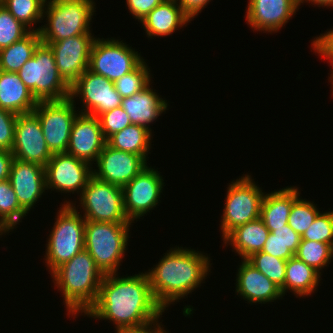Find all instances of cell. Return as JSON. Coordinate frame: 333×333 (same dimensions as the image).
I'll return each mask as SVG.
<instances>
[{"label": "cell", "instance_id": "cell-1", "mask_svg": "<svg viewBox=\"0 0 333 333\" xmlns=\"http://www.w3.org/2000/svg\"><path fill=\"white\" fill-rule=\"evenodd\" d=\"M164 310L156 302L146 271L133 276L106 274L95 304L85 315L112 321L116 333L148 324L162 317Z\"/></svg>", "mask_w": 333, "mask_h": 333}, {"label": "cell", "instance_id": "cell-2", "mask_svg": "<svg viewBox=\"0 0 333 333\" xmlns=\"http://www.w3.org/2000/svg\"><path fill=\"white\" fill-rule=\"evenodd\" d=\"M209 259L202 252L178 246L146 272L152 294L164 311L201 286L211 270Z\"/></svg>", "mask_w": 333, "mask_h": 333}, {"label": "cell", "instance_id": "cell-3", "mask_svg": "<svg viewBox=\"0 0 333 333\" xmlns=\"http://www.w3.org/2000/svg\"><path fill=\"white\" fill-rule=\"evenodd\" d=\"M51 276L64 297V306L70 317L85 314L95 304L104 274L84 249L57 267Z\"/></svg>", "mask_w": 333, "mask_h": 333}, {"label": "cell", "instance_id": "cell-4", "mask_svg": "<svg viewBox=\"0 0 333 333\" xmlns=\"http://www.w3.org/2000/svg\"><path fill=\"white\" fill-rule=\"evenodd\" d=\"M95 4L90 0H46L43 18L47 17V24L38 27L41 43L48 45L76 35L92 34L90 22L96 12Z\"/></svg>", "mask_w": 333, "mask_h": 333}, {"label": "cell", "instance_id": "cell-5", "mask_svg": "<svg viewBox=\"0 0 333 333\" xmlns=\"http://www.w3.org/2000/svg\"><path fill=\"white\" fill-rule=\"evenodd\" d=\"M74 205L67 200L62 204L51 229L45 252L50 274L85 249L86 220Z\"/></svg>", "mask_w": 333, "mask_h": 333}, {"label": "cell", "instance_id": "cell-6", "mask_svg": "<svg viewBox=\"0 0 333 333\" xmlns=\"http://www.w3.org/2000/svg\"><path fill=\"white\" fill-rule=\"evenodd\" d=\"M131 223L86 221L85 250L101 272L118 273L129 241Z\"/></svg>", "mask_w": 333, "mask_h": 333}, {"label": "cell", "instance_id": "cell-7", "mask_svg": "<svg viewBox=\"0 0 333 333\" xmlns=\"http://www.w3.org/2000/svg\"><path fill=\"white\" fill-rule=\"evenodd\" d=\"M17 73L37 101L64 100L70 96V86L60 76L48 45L40 43Z\"/></svg>", "mask_w": 333, "mask_h": 333}, {"label": "cell", "instance_id": "cell-8", "mask_svg": "<svg viewBox=\"0 0 333 333\" xmlns=\"http://www.w3.org/2000/svg\"><path fill=\"white\" fill-rule=\"evenodd\" d=\"M253 180L251 175H245L227 187L220 225L222 240L235 228L260 218L265 192Z\"/></svg>", "mask_w": 333, "mask_h": 333}, {"label": "cell", "instance_id": "cell-9", "mask_svg": "<svg viewBox=\"0 0 333 333\" xmlns=\"http://www.w3.org/2000/svg\"><path fill=\"white\" fill-rule=\"evenodd\" d=\"M79 198L86 221L133 223L124 210L122 187L92 175Z\"/></svg>", "mask_w": 333, "mask_h": 333}, {"label": "cell", "instance_id": "cell-10", "mask_svg": "<svg viewBox=\"0 0 333 333\" xmlns=\"http://www.w3.org/2000/svg\"><path fill=\"white\" fill-rule=\"evenodd\" d=\"M144 61L135 49L119 39L95 38L88 70L115 82L135 70Z\"/></svg>", "mask_w": 333, "mask_h": 333}, {"label": "cell", "instance_id": "cell-11", "mask_svg": "<svg viewBox=\"0 0 333 333\" xmlns=\"http://www.w3.org/2000/svg\"><path fill=\"white\" fill-rule=\"evenodd\" d=\"M75 100L38 101L33 112L38 116L50 152H67L71 127L77 117Z\"/></svg>", "mask_w": 333, "mask_h": 333}, {"label": "cell", "instance_id": "cell-12", "mask_svg": "<svg viewBox=\"0 0 333 333\" xmlns=\"http://www.w3.org/2000/svg\"><path fill=\"white\" fill-rule=\"evenodd\" d=\"M69 97L72 100L79 97L83 108L78 112L94 117L120 107L122 103L114 82L88 69L70 86Z\"/></svg>", "mask_w": 333, "mask_h": 333}, {"label": "cell", "instance_id": "cell-13", "mask_svg": "<svg viewBox=\"0 0 333 333\" xmlns=\"http://www.w3.org/2000/svg\"><path fill=\"white\" fill-rule=\"evenodd\" d=\"M90 163L67 153H53L44 166L46 189L80 194L93 175Z\"/></svg>", "mask_w": 333, "mask_h": 333}, {"label": "cell", "instance_id": "cell-14", "mask_svg": "<svg viewBox=\"0 0 333 333\" xmlns=\"http://www.w3.org/2000/svg\"><path fill=\"white\" fill-rule=\"evenodd\" d=\"M162 178L159 171L147 166L122 188L124 210L131 222L158 205L165 186Z\"/></svg>", "mask_w": 333, "mask_h": 333}, {"label": "cell", "instance_id": "cell-15", "mask_svg": "<svg viewBox=\"0 0 333 333\" xmlns=\"http://www.w3.org/2000/svg\"><path fill=\"white\" fill-rule=\"evenodd\" d=\"M95 38L92 34H83L48 44L54 53L58 72L69 86L88 69Z\"/></svg>", "mask_w": 333, "mask_h": 333}, {"label": "cell", "instance_id": "cell-16", "mask_svg": "<svg viewBox=\"0 0 333 333\" xmlns=\"http://www.w3.org/2000/svg\"><path fill=\"white\" fill-rule=\"evenodd\" d=\"M12 154L18 160L42 166L51 159L52 153L46 145L39 118L34 112L17 116Z\"/></svg>", "mask_w": 333, "mask_h": 333}, {"label": "cell", "instance_id": "cell-17", "mask_svg": "<svg viewBox=\"0 0 333 333\" xmlns=\"http://www.w3.org/2000/svg\"><path fill=\"white\" fill-rule=\"evenodd\" d=\"M94 164L98 169H92L93 176L122 188L148 166L141 156L114 149L107 143Z\"/></svg>", "mask_w": 333, "mask_h": 333}, {"label": "cell", "instance_id": "cell-18", "mask_svg": "<svg viewBox=\"0 0 333 333\" xmlns=\"http://www.w3.org/2000/svg\"><path fill=\"white\" fill-rule=\"evenodd\" d=\"M106 143L99 118L78 113L71 127L67 153L92 165Z\"/></svg>", "mask_w": 333, "mask_h": 333}, {"label": "cell", "instance_id": "cell-19", "mask_svg": "<svg viewBox=\"0 0 333 333\" xmlns=\"http://www.w3.org/2000/svg\"><path fill=\"white\" fill-rule=\"evenodd\" d=\"M9 180L21 208L27 214L47 190L44 166L34 162H25L14 158Z\"/></svg>", "mask_w": 333, "mask_h": 333}, {"label": "cell", "instance_id": "cell-20", "mask_svg": "<svg viewBox=\"0 0 333 333\" xmlns=\"http://www.w3.org/2000/svg\"><path fill=\"white\" fill-rule=\"evenodd\" d=\"M247 6L246 22L265 33L278 32L299 9L298 0H249Z\"/></svg>", "mask_w": 333, "mask_h": 333}, {"label": "cell", "instance_id": "cell-21", "mask_svg": "<svg viewBox=\"0 0 333 333\" xmlns=\"http://www.w3.org/2000/svg\"><path fill=\"white\" fill-rule=\"evenodd\" d=\"M236 276V294L248 303L266 304L283 298L281 289L246 259H242Z\"/></svg>", "mask_w": 333, "mask_h": 333}, {"label": "cell", "instance_id": "cell-22", "mask_svg": "<svg viewBox=\"0 0 333 333\" xmlns=\"http://www.w3.org/2000/svg\"><path fill=\"white\" fill-rule=\"evenodd\" d=\"M189 21H192L191 18L182 10L177 0H164L140 23L147 37L152 38L153 36H170L180 27L187 26Z\"/></svg>", "mask_w": 333, "mask_h": 333}, {"label": "cell", "instance_id": "cell-23", "mask_svg": "<svg viewBox=\"0 0 333 333\" xmlns=\"http://www.w3.org/2000/svg\"><path fill=\"white\" fill-rule=\"evenodd\" d=\"M153 91L150 84L141 92L122 98L121 107L133 124H139L152 131L149 124L167 110L168 103Z\"/></svg>", "mask_w": 333, "mask_h": 333}, {"label": "cell", "instance_id": "cell-24", "mask_svg": "<svg viewBox=\"0 0 333 333\" xmlns=\"http://www.w3.org/2000/svg\"><path fill=\"white\" fill-rule=\"evenodd\" d=\"M300 196L297 187H286L264 194L260 207V219L272 232L288 224L290 210L294 200Z\"/></svg>", "mask_w": 333, "mask_h": 333}, {"label": "cell", "instance_id": "cell-25", "mask_svg": "<svg viewBox=\"0 0 333 333\" xmlns=\"http://www.w3.org/2000/svg\"><path fill=\"white\" fill-rule=\"evenodd\" d=\"M37 103L18 73L0 70V108L20 115L33 112Z\"/></svg>", "mask_w": 333, "mask_h": 333}, {"label": "cell", "instance_id": "cell-26", "mask_svg": "<svg viewBox=\"0 0 333 333\" xmlns=\"http://www.w3.org/2000/svg\"><path fill=\"white\" fill-rule=\"evenodd\" d=\"M270 231L258 218L232 230L224 239V244L231 245L241 259H247L253 253L262 251Z\"/></svg>", "mask_w": 333, "mask_h": 333}, {"label": "cell", "instance_id": "cell-27", "mask_svg": "<svg viewBox=\"0 0 333 333\" xmlns=\"http://www.w3.org/2000/svg\"><path fill=\"white\" fill-rule=\"evenodd\" d=\"M321 276L302 260L293 256L287 260L284 280V296L290 290L296 297L310 296L318 287Z\"/></svg>", "mask_w": 333, "mask_h": 333}, {"label": "cell", "instance_id": "cell-28", "mask_svg": "<svg viewBox=\"0 0 333 333\" xmlns=\"http://www.w3.org/2000/svg\"><path fill=\"white\" fill-rule=\"evenodd\" d=\"M152 131L139 124H130L107 139V144L117 150L141 156L146 162L151 148ZM147 157V158H146Z\"/></svg>", "mask_w": 333, "mask_h": 333}, {"label": "cell", "instance_id": "cell-29", "mask_svg": "<svg viewBox=\"0 0 333 333\" xmlns=\"http://www.w3.org/2000/svg\"><path fill=\"white\" fill-rule=\"evenodd\" d=\"M41 43L39 32H30L20 41L0 50V70L17 73Z\"/></svg>", "mask_w": 333, "mask_h": 333}, {"label": "cell", "instance_id": "cell-30", "mask_svg": "<svg viewBox=\"0 0 333 333\" xmlns=\"http://www.w3.org/2000/svg\"><path fill=\"white\" fill-rule=\"evenodd\" d=\"M45 2L46 0H0L11 15L31 32H38V28L34 29L33 25L43 20Z\"/></svg>", "mask_w": 333, "mask_h": 333}, {"label": "cell", "instance_id": "cell-31", "mask_svg": "<svg viewBox=\"0 0 333 333\" xmlns=\"http://www.w3.org/2000/svg\"><path fill=\"white\" fill-rule=\"evenodd\" d=\"M27 213L21 208L10 180L0 182V221L11 231Z\"/></svg>", "mask_w": 333, "mask_h": 333}, {"label": "cell", "instance_id": "cell-32", "mask_svg": "<svg viewBox=\"0 0 333 333\" xmlns=\"http://www.w3.org/2000/svg\"><path fill=\"white\" fill-rule=\"evenodd\" d=\"M295 256L321 275L322 269L331 262L333 247L324 242L301 240Z\"/></svg>", "mask_w": 333, "mask_h": 333}, {"label": "cell", "instance_id": "cell-33", "mask_svg": "<svg viewBox=\"0 0 333 333\" xmlns=\"http://www.w3.org/2000/svg\"><path fill=\"white\" fill-rule=\"evenodd\" d=\"M246 260L278 286L284 296L287 260L273 257L262 251L253 253Z\"/></svg>", "mask_w": 333, "mask_h": 333}, {"label": "cell", "instance_id": "cell-34", "mask_svg": "<svg viewBox=\"0 0 333 333\" xmlns=\"http://www.w3.org/2000/svg\"><path fill=\"white\" fill-rule=\"evenodd\" d=\"M150 68L145 60L132 72L114 82L116 91L122 98L141 92L151 83Z\"/></svg>", "mask_w": 333, "mask_h": 333}, {"label": "cell", "instance_id": "cell-35", "mask_svg": "<svg viewBox=\"0 0 333 333\" xmlns=\"http://www.w3.org/2000/svg\"><path fill=\"white\" fill-rule=\"evenodd\" d=\"M319 213L320 211L313 202L298 196L291 207L288 225L302 236Z\"/></svg>", "mask_w": 333, "mask_h": 333}, {"label": "cell", "instance_id": "cell-36", "mask_svg": "<svg viewBox=\"0 0 333 333\" xmlns=\"http://www.w3.org/2000/svg\"><path fill=\"white\" fill-rule=\"evenodd\" d=\"M30 32L0 3V50L20 41Z\"/></svg>", "mask_w": 333, "mask_h": 333}, {"label": "cell", "instance_id": "cell-37", "mask_svg": "<svg viewBox=\"0 0 333 333\" xmlns=\"http://www.w3.org/2000/svg\"><path fill=\"white\" fill-rule=\"evenodd\" d=\"M301 240L324 242L333 247V211L319 213Z\"/></svg>", "mask_w": 333, "mask_h": 333}, {"label": "cell", "instance_id": "cell-38", "mask_svg": "<svg viewBox=\"0 0 333 333\" xmlns=\"http://www.w3.org/2000/svg\"><path fill=\"white\" fill-rule=\"evenodd\" d=\"M98 118L106 140L114 133L122 131L125 127L132 124L129 115L121 106L103 112Z\"/></svg>", "mask_w": 333, "mask_h": 333}, {"label": "cell", "instance_id": "cell-39", "mask_svg": "<svg viewBox=\"0 0 333 333\" xmlns=\"http://www.w3.org/2000/svg\"><path fill=\"white\" fill-rule=\"evenodd\" d=\"M17 114L0 108V150L12 152Z\"/></svg>", "mask_w": 333, "mask_h": 333}, {"label": "cell", "instance_id": "cell-40", "mask_svg": "<svg viewBox=\"0 0 333 333\" xmlns=\"http://www.w3.org/2000/svg\"><path fill=\"white\" fill-rule=\"evenodd\" d=\"M311 47L314 50L315 53H318V55L324 60H330L329 63H331L332 70H331V76L330 81L333 80V29L330 31H326L325 33L321 34L319 37L314 38L312 40Z\"/></svg>", "mask_w": 333, "mask_h": 333}, {"label": "cell", "instance_id": "cell-41", "mask_svg": "<svg viewBox=\"0 0 333 333\" xmlns=\"http://www.w3.org/2000/svg\"><path fill=\"white\" fill-rule=\"evenodd\" d=\"M276 239L285 244V246L295 255L301 242V235L296 233L288 224L277 228L271 232Z\"/></svg>", "mask_w": 333, "mask_h": 333}, {"label": "cell", "instance_id": "cell-42", "mask_svg": "<svg viewBox=\"0 0 333 333\" xmlns=\"http://www.w3.org/2000/svg\"><path fill=\"white\" fill-rule=\"evenodd\" d=\"M163 1L164 0H126V4L134 18L141 21Z\"/></svg>", "mask_w": 333, "mask_h": 333}, {"label": "cell", "instance_id": "cell-43", "mask_svg": "<svg viewBox=\"0 0 333 333\" xmlns=\"http://www.w3.org/2000/svg\"><path fill=\"white\" fill-rule=\"evenodd\" d=\"M262 252H265L273 257H277L284 260H289L295 256L284 243L275 238L270 232L266 242L264 243Z\"/></svg>", "mask_w": 333, "mask_h": 333}, {"label": "cell", "instance_id": "cell-44", "mask_svg": "<svg viewBox=\"0 0 333 333\" xmlns=\"http://www.w3.org/2000/svg\"><path fill=\"white\" fill-rule=\"evenodd\" d=\"M210 1L211 0H177L179 6L191 20L201 13L202 9L206 7Z\"/></svg>", "mask_w": 333, "mask_h": 333}, {"label": "cell", "instance_id": "cell-45", "mask_svg": "<svg viewBox=\"0 0 333 333\" xmlns=\"http://www.w3.org/2000/svg\"><path fill=\"white\" fill-rule=\"evenodd\" d=\"M159 319L161 318L158 317L154 321L145 324L143 326L126 328L124 330H121L119 333H167V331H165L164 328L161 327L163 325L159 323Z\"/></svg>", "mask_w": 333, "mask_h": 333}, {"label": "cell", "instance_id": "cell-46", "mask_svg": "<svg viewBox=\"0 0 333 333\" xmlns=\"http://www.w3.org/2000/svg\"><path fill=\"white\" fill-rule=\"evenodd\" d=\"M14 160L12 152L0 150V182L9 179L11 165Z\"/></svg>", "mask_w": 333, "mask_h": 333}, {"label": "cell", "instance_id": "cell-47", "mask_svg": "<svg viewBox=\"0 0 333 333\" xmlns=\"http://www.w3.org/2000/svg\"><path fill=\"white\" fill-rule=\"evenodd\" d=\"M311 2V4L313 5H317L318 7H333V0H298V4L299 6L301 5V3L304 2Z\"/></svg>", "mask_w": 333, "mask_h": 333}, {"label": "cell", "instance_id": "cell-48", "mask_svg": "<svg viewBox=\"0 0 333 333\" xmlns=\"http://www.w3.org/2000/svg\"><path fill=\"white\" fill-rule=\"evenodd\" d=\"M7 232L9 233L10 230L0 221V235L2 236L4 233L6 235Z\"/></svg>", "mask_w": 333, "mask_h": 333}, {"label": "cell", "instance_id": "cell-49", "mask_svg": "<svg viewBox=\"0 0 333 333\" xmlns=\"http://www.w3.org/2000/svg\"><path fill=\"white\" fill-rule=\"evenodd\" d=\"M331 84H332V90H331V92H332V95H333V80L331 81Z\"/></svg>", "mask_w": 333, "mask_h": 333}]
</instances>
